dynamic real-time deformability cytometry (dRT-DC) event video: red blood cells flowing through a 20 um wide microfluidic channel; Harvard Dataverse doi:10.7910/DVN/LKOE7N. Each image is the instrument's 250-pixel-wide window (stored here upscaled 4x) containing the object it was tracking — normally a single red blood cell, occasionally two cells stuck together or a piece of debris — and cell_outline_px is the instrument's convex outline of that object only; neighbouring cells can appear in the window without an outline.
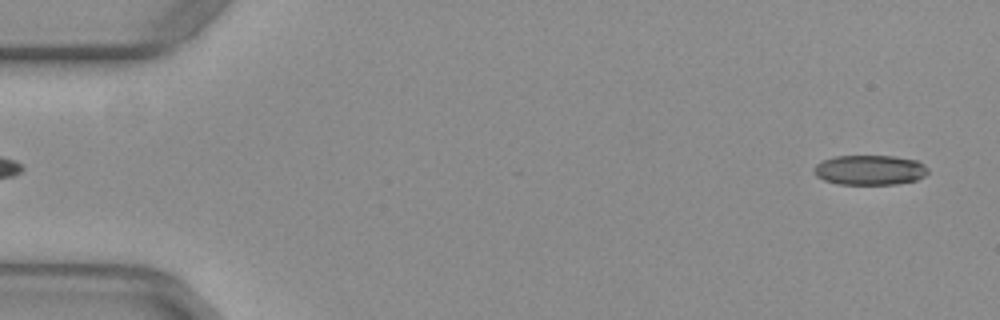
{"species": "common noctule bat (a hibernating species)", "species_latin": "Nyctalus noctula", "temperature_condition": "warm", "stored_images_in_passage": 49, "camera_frame_rate_fps": 3000, "um_per_image_px": 0.085, "animal": {"sex": "female", "body_mass_g": 29.2, "forearm_length_mm": 56.3}, "frame": {"image": 1, "passage_image": 2, "time_ms": 0.333, "image_size_px": [1000, 320], "cell_outline_px": [[928, 172], [924, 176], [916, 180], [896, 184], [840, 184], [824, 180], [816, 176], [812, 168], [816, 164], [824, 160], [836, 156], [892, 156], [916, 160], [924, 164], [928, 168]], "centroid_in_image_um": [73.93, 14.45], "position_along_channel_um": 11.1, "area_um2": 19.83}}
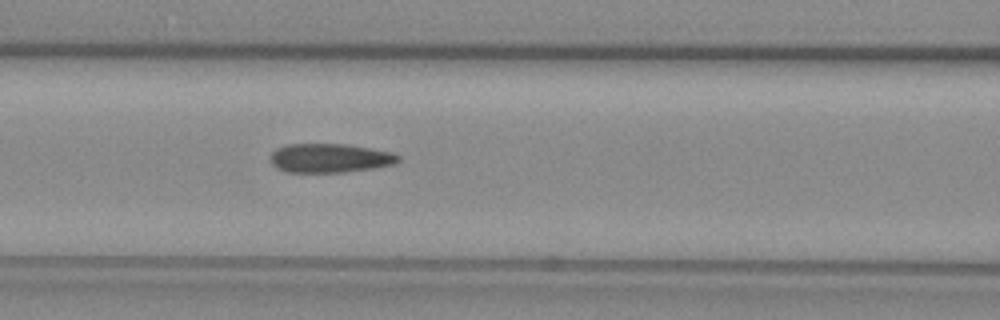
{"frame": {"image": 2, "passage_image": 22, "time_ms": 7.0, "image_size_px": [1000, 320], "cell_outline_px": [[400, 160], [392, 164], [372, 168], [344, 172], [284, 172], [276, 168], [272, 164], [272, 152], [276, 148], [288, 144], [348, 144], [392, 152], [400, 156]], "centroid_in_image_um": [28.02, 13.43], "position_along_channel_um": 138.6, "area_um2": 21.56}}
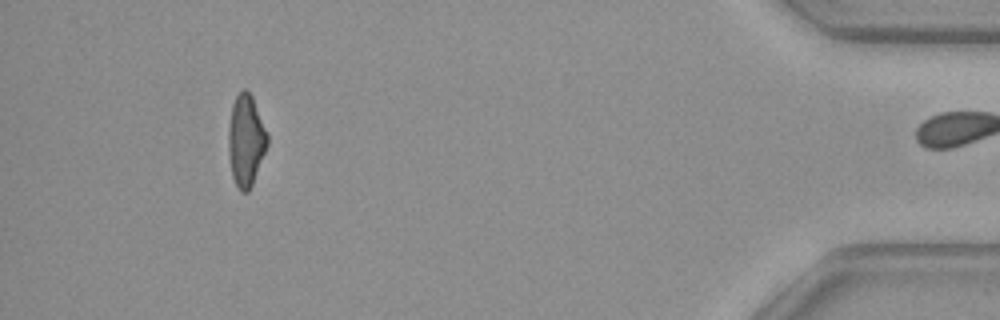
{"frame": {"image": 3, "passage_image": 48, "time_ms": 15.667, "image_size_px": [1000, 320], "cell_outline_px": [[268, 144], [252, 184], [248, 192], [240, 192], [232, 176], [228, 156], [228, 128], [232, 104], [236, 96], [244, 88], [252, 96], [268, 136]], "centroid_in_image_um": [20.88, 11.95], "position_along_channel_um": 414.3, "area_um2": 20.63}, "authors_computed_cell_mechanics": {"area_um2": 21.675, "velocity_mm_per_s": 3.9698, "shape_relaxation_time_tau1_ms": null, "shape_relaxation_time_tau2_ms": 1.826, "deformation_change_tau1": null, "deformation_change_tau2": 0.0797}}